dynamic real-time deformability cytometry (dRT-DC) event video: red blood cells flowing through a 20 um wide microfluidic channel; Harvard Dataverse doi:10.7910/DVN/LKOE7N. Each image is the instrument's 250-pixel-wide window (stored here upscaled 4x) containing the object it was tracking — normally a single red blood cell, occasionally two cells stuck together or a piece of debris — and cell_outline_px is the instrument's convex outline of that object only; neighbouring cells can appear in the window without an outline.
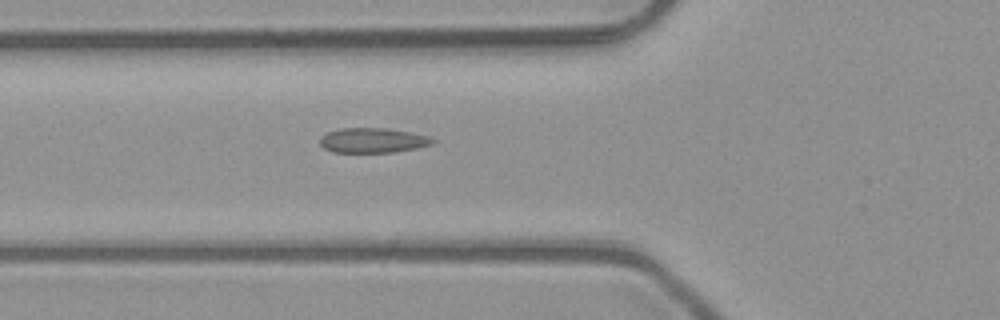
{"species": "common noctule bat (a hibernating species)", "species_latin": "Nyctalus noctula", "temperature_condition": "room temperature", "stored_images_in_passage": 4, "camera_frame_rate_fps": 3000, "um_per_image_px": 0.085, "animal": {"sex": "male", "body_mass_g": 23.1, "forearm_length_mm": 52.7}, "frame": {"image": 1, "passage_image": 4, "time_ms": 1.0, "image_size_px": [1000, 320], "cell_outline_px": [[436, 140], [432, 144], [416, 148], [392, 152], [332, 152], [324, 148], [320, 144], [320, 136], [328, 132], [340, 128], [384, 128], [408, 132], [428, 136]], "centroid_in_image_um": [31.65, 11.93], "position_along_channel_um": 94.1, "area_um2": 16.18}}